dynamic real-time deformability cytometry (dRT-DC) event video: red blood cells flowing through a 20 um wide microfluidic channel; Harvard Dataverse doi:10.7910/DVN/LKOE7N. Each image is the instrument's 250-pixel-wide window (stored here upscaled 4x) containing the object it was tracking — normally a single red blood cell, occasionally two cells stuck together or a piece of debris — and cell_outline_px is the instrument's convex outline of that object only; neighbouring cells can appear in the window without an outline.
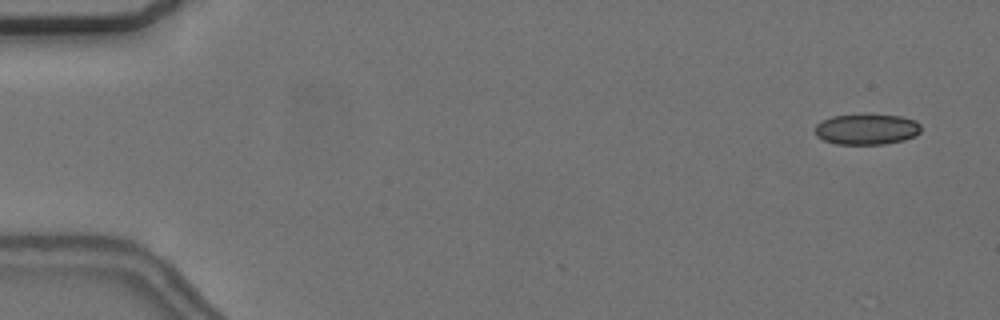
{"species": "common noctule bat (a hibernating species)", "species_latin": "Nyctalus noctula", "temperature_condition": "cold", "stored_images_in_passage": 4, "camera_frame_rate_fps": 3000, "um_per_image_px": 0.085, "animal": {"sex": "female", "body_mass_g": 24.6, "forearm_length_mm": 56.2}, "frame": {"image": 1, "passage_image": 1, "time_ms": 0.0, "image_size_px": [1000, 320], "cell_outline_px": [[920, 132], [916, 136], [904, 140], [884, 144], [836, 144], [824, 140], [816, 136], [816, 124], [820, 120], [832, 116], [860, 112], [868, 112], [900, 116], [916, 120], [920, 124]], "centroid_in_image_um": [73.67, 10.94], "position_along_channel_um": 11.3, "area_um2": 19.77}}